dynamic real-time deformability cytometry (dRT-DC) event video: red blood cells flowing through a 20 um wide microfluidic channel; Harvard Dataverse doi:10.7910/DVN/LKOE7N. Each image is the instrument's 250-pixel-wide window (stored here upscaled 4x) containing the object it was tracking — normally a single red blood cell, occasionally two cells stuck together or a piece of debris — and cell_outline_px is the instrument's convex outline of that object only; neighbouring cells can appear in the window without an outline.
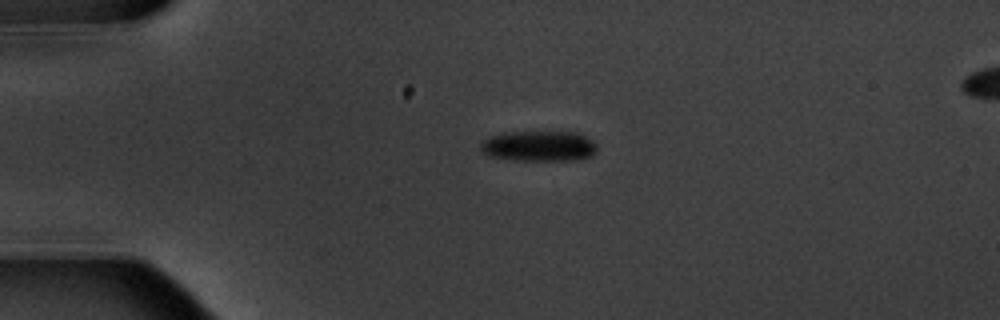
{"species": "common noctule bat (a hibernating species)", "species_latin": "Nyctalus noctula", "temperature_condition": "warm", "stored_images_in_passage": 3, "segment_of_instrument_passage": [1, 2], "camera_frame_rate_fps": 3000, "um_per_image_px": 0.085, "animal": {"sex": "male", "body_mass_g": 20.1, "forearm_length_mm": 53.5}, "frame": {"image": 1, "passage_image": 1, "time_ms": 0.0, "image_size_px": [1000, 320], "cell_outline_px": [[596, 152], [592, 156], [580, 160], [516, 160], [488, 156], [480, 148], [480, 144], [488, 136], [504, 132], [580, 132], [592, 140], [596, 144]], "centroid_in_image_um": [45.83, 12.41], "position_along_channel_um": 39.2, "area_um2": 20.92}}